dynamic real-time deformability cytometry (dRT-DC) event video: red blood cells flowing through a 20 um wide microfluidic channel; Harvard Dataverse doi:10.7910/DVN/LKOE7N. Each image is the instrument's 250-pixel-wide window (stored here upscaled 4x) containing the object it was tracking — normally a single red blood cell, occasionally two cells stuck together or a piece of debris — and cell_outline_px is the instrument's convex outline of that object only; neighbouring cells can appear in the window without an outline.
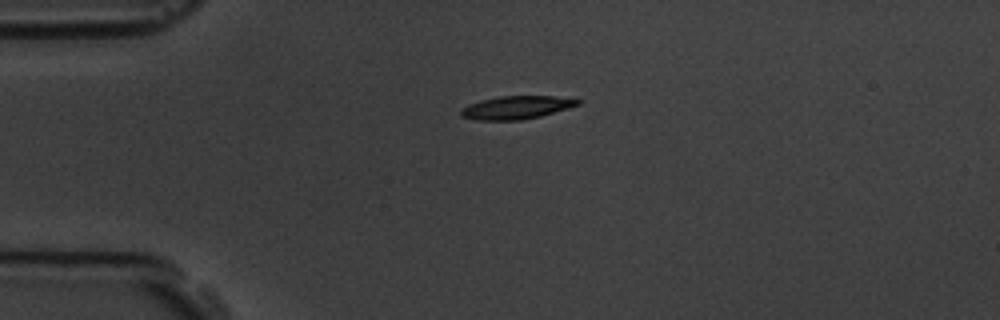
{"species": "common noctule bat (a hibernating species)", "species_latin": "Nyctalus noctula", "temperature_condition": "room temperature", "stored_images_in_passage": 3, "camera_frame_rate_fps": 3000, "um_per_image_px": 0.085, "animal": {"sex": "male", "body_mass_g": 19.5, "forearm_length_mm": 54.6}, "frame": {"image": 1, "passage_image": 3, "time_ms": 2.333, "image_size_px": [1000, 320], "cell_outline_px": [[580, 104], [568, 108], [540, 116], [520, 120], [476, 120], [460, 116], [460, 108], [468, 104], [480, 100], [500, 96], [576, 96], [580, 100]], "centroid_in_image_um": [43.92, 9.12], "position_along_channel_um": 41.1, "area_um2": 16.01}}